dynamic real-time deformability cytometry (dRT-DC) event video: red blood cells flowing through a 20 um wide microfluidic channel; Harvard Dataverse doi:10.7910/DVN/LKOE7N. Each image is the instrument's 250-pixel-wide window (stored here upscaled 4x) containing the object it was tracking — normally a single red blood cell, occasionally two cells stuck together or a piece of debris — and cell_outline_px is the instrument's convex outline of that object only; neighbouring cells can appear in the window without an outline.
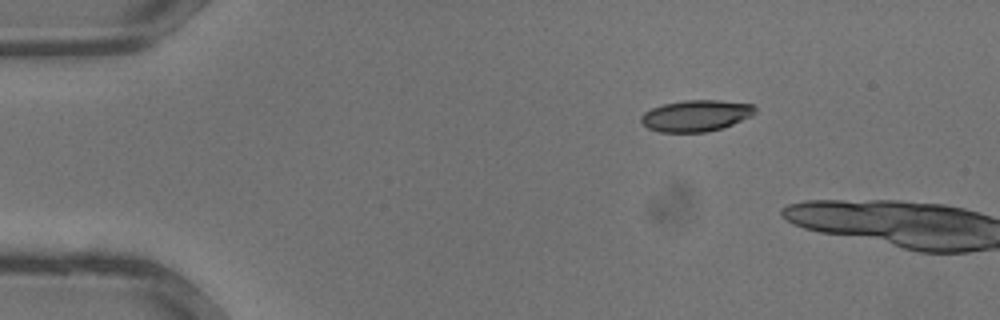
{"species": "common noctule bat (a hibernating species)", "species_latin": "Nyctalus noctula", "temperature_condition": "warm", "stored_images_in_passage": 24, "camera_frame_rate_fps": 3000, "um_per_image_px": 0.085, "animal": {"sex": "male", "body_mass_g": 13.3}, "frame": {"image": 1, "passage_image": 1, "time_ms": 0.0, "image_size_px": [1000, 320], "cell_outline_px": [[756, 112], [752, 116], [724, 128], [708, 132], [660, 132], [648, 128], [640, 120], [640, 116], [644, 112], [652, 108], [664, 104], [684, 100], [720, 100], [752, 104], [756, 108]], "centroid_in_image_um": [59.18, 9.84], "position_along_channel_um": 25.8, "area_um2": 20.98}}
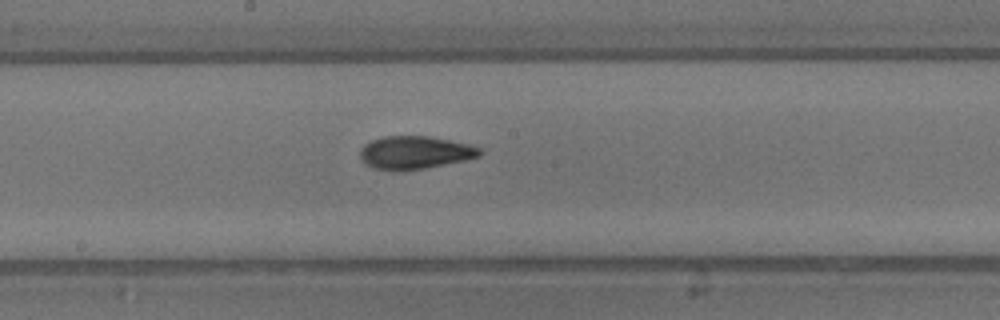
{"frame": {"image": 2, "passage_image": 14, "time_ms": 4.333, "image_size_px": [1000, 320], "cell_outline_px": [[484, 152], [480, 156], [464, 160], [424, 168], [396, 172], [372, 168], [364, 164], [360, 156], [360, 148], [364, 144], [372, 140], [384, 136], [428, 136], [468, 144], [480, 148]], "centroid_in_image_um": [35.22, 12.98], "position_along_channel_um": 213.0, "area_um2": 23.12}}
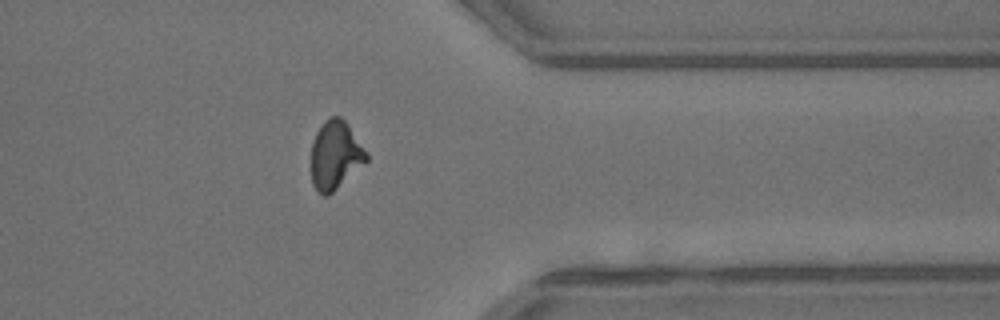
{"frame": {"image": 3, "passage_image": 23, "time_ms": 7.333, "image_size_px": [1000, 320], "cell_outline_px": [[368, 160], [328, 196], [324, 196], [316, 192], [312, 184], [312, 144], [316, 132], [324, 120], [332, 116], [340, 116], [348, 124], [368, 156]], "centroid_in_image_um": [28.48, 13.2], "position_along_channel_um": 382.9, "area_um2": 21.79}}